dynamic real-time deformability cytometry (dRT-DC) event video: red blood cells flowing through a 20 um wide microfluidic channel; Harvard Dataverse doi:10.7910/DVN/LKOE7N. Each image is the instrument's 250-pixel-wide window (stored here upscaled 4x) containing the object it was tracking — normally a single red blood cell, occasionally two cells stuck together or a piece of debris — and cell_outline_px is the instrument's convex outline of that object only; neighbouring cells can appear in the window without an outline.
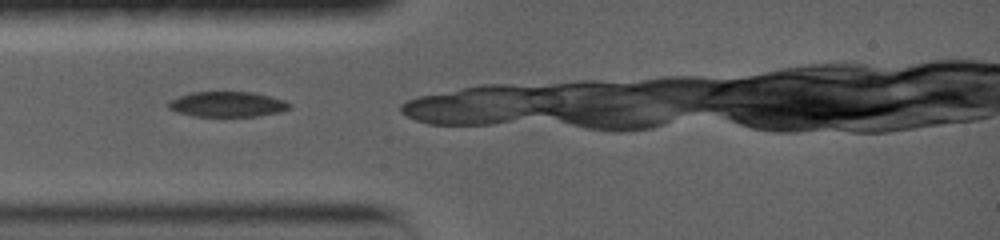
{"species": "common noctule bat (a hibernating species)", "species_latin": "Nyctalus noctula", "temperature_condition": "warm", "stored_images_in_passage": 5, "camera_frame_rate_fps": 5000, "um_per_image_px": 0.085, "animal": {"sex": "female", "body_mass_g": 19.0, "forearm_length_mm": 56.7}, "frame": {"image": 1, "passage_image": 1, "time_ms": 0.0, "image_size_px": [1000, 240], "cell_outline_px": [[292, 108], [280, 112], [256, 116], [192, 116], [176, 112], [168, 108], [168, 100], [192, 92], [252, 92], [272, 96], [284, 100], [292, 104]], "centroid_in_image_um": [19.34, 8.86], "position_along_channel_um": 65.7, "area_um2": 17.98}}